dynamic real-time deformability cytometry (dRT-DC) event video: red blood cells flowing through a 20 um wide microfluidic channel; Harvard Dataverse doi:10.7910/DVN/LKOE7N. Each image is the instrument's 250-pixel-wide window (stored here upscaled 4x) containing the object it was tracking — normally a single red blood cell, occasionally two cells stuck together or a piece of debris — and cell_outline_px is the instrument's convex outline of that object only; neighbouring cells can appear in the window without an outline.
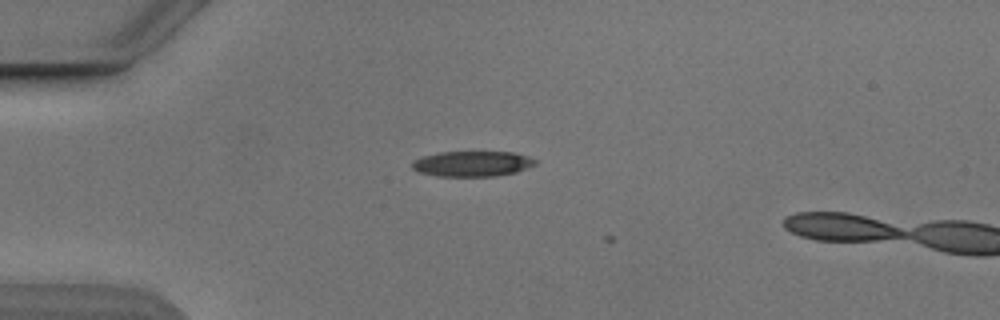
{"species": "Egyptian fruit bat (a non-hibernating species)", "species_latin": "Rousettus aegyptiacus", "temperature_condition": "cold", "stored_images_in_passage": 5, "camera_frame_rate_fps": 3000, "um_per_image_px": 0.085, "animal": {"sex": "male"}, "frame": {"image": 1, "passage_image": 4, "time_ms": 1.0, "image_size_px": [1000, 320], "cell_outline_px": [[540, 160], [536, 164], [528, 168], [516, 172], [496, 176], [436, 176], [420, 172], [412, 168], [412, 160], [424, 156], [440, 152], [512, 152], [528, 156]], "centroid_in_image_um": [40.19, 13.92], "position_along_channel_um": 44.8, "area_um2": 18.32}}